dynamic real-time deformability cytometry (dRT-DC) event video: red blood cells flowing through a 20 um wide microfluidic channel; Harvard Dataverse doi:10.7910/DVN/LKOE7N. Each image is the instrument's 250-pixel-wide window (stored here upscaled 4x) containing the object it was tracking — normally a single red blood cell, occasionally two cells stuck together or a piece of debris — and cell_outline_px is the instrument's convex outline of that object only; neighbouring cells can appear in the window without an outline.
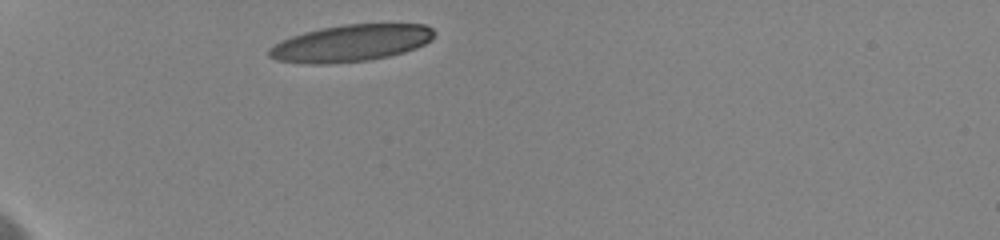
{"species": "human", "species_latin": "Homo sapiens", "temperature_condition": "cold", "stored_images_in_passage": 4, "camera_frame_rate_fps": 3000, "um_per_image_px": 0.085, "donor": {"sex": "female"}, "frame": {"image": 1, "passage_image": 1, "time_ms": 0.0, "image_size_px": [1000, 240], "cell_outline_px": [[436, 36], [432, 40], [416, 48], [404, 52], [388, 56], [368, 60], [328, 64], [304, 64], [276, 60], [268, 56], [268, 48], [280, 40], [304, 32], [320, 28], [344, 24], [424, 24], [432, 28], [436, 32]], "centroid_in_image_um": [29.81, 3.67], "position_along_channel_um": 55.2, "area_um2": 35.78}}